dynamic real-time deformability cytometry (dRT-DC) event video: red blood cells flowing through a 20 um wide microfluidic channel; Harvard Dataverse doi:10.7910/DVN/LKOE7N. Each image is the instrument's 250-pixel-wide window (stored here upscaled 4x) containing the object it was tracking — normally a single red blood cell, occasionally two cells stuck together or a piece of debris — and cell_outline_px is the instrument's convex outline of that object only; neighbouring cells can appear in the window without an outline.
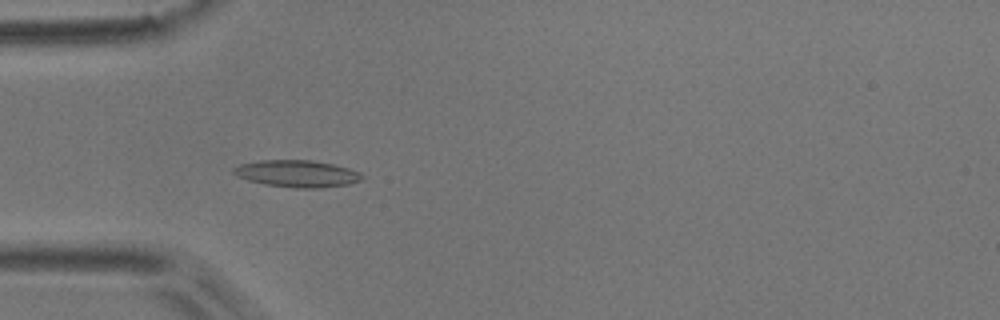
{"species": "common noctule bat (a hibernating species)", "species_latin": "Nyctalus noctula", "temperature_condition": "room temperature", "stored_images_in_passage": 6, "camera_frame_rate_fps": 3000, "um_per_image_px": 0.085, "animal": {"sex": "male", "body_mass_g": 17.9}, "frame": {"image": 1, "passage_image": 5, "time_ms": 1.333, "image_size_px": [1000, 320], "cell_outline_px": [[364, 176], [360, 180], [348, 184], [320, 188], [296, 188], [264, 184], [248, 180], [236, 176], [232, 172], [232, 168], [240, 164], [260, 160], [312, 160], [332, 164], [348, 168], [360, 172]], "centroid_in_image_um": [25.22, 14.76], "position_along_channel_um": 59.8, "area_um2": 20.17}}
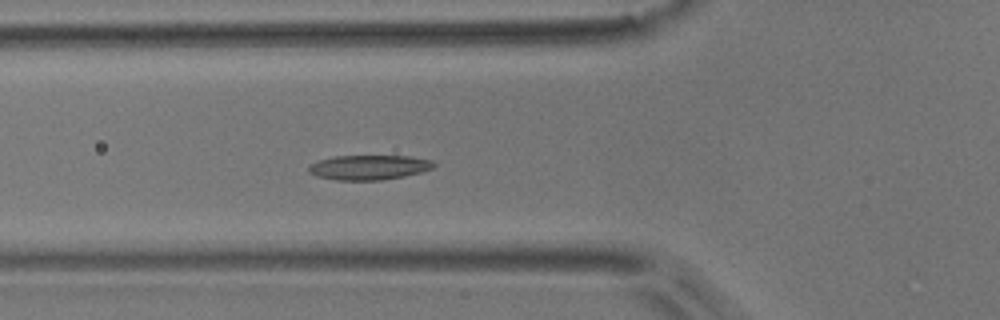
{"frame": {"image": 2, "passage_image": 6, "time_ms": 1.667, "image_size_px": [1000, 320], "cell_outline_px": [[436, 164], [432, 168], [420, 172], [404, 176], [380, 180], [336, 180], [316, 176], [308, 172], [308, 168], [312, 164], [320, 160], [332, 156], [412, 156], [432, 160]], "centroid_in_image_um": [31.36, 14.22], "position_along_channel_um": 94.4, "area_um2": 17.98}}